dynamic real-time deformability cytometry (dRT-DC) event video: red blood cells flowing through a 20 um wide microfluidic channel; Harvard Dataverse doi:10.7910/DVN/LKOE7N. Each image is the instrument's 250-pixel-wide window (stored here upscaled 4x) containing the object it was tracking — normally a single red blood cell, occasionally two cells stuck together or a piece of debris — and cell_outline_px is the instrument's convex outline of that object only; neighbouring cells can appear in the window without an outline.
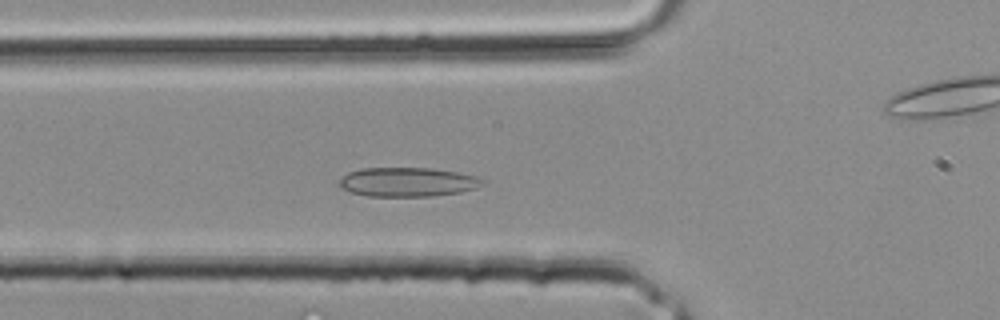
{"species": "common noctule bat (a hibernating species)", "species_latin": "Nyctalus noctula", "temperature_condition": "room temperature", "stored_images_in_passage": 32, "camera_frame_rate_fps": 3000, "um_per_image_px": 0.085, "animal": {"sex": "male", "body_mass_g": 20.4}, "frame": {"image": 1, "passage_image": 9, "time_ms": 2.667, "image_size_px": [1000, 320], "cell_outline_px": [[488, 180], [484, 184], [476, 188], [460, 192], [432, 196], [368, 196], [352, 192], [344, 188], [340, 184], [340, 180], [348, 172], [360, 168], [432, 168], [456, 172], [476, 176]], "centroid_in_image_um": [34.71, 15.46], "position_along_channel_um": 91.1, "area_um2": 24.28}}
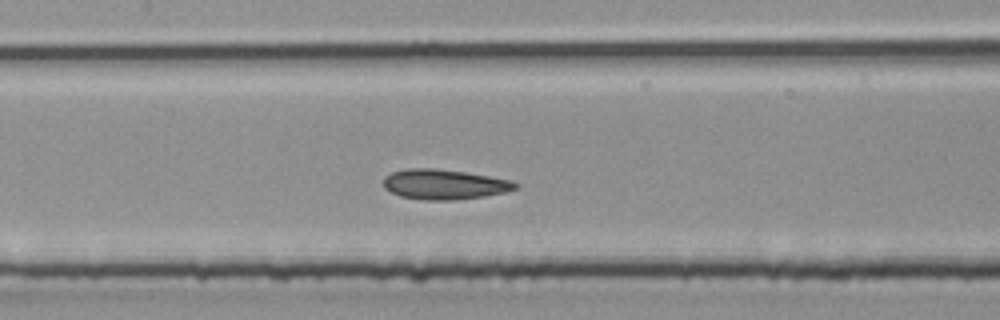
{"frame": {"image": 2, "passage_image": 13, "time_ms": 4.0, "image_size_px": [1000, 320], "cell_outline_px": [[516, 188], [504, 192], [484, 196], [452, 200], [424, 200], [400, 196], [384, 188], [384, 176], [392, 172], [408, 168], [436, 168], [464, 172], [512, 180], [516, 184]], "centroid_in_image_um": [37.72, 15.66], "position_along_channel_um": 169.7, "area_um2": 22.89}}
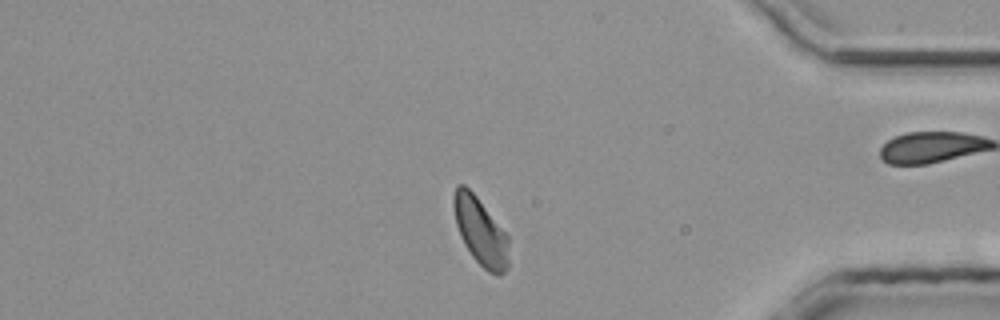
{"frame": {"image": 3, "passage_image": 26, "time_ms": 8.333, "image_size_px": [1000, 320], "cell_outline_px": [[508, 268], [500, 276], [488, 272], [472, 256], [464, 244], [460, 236], [456, 224], [452, 204], [452, 196], [456, 184], [464, 184], [476, 196], [508, 236]], "centroid_in_image_um": [40.81, 19.66], "position_along_channel_um": 394.4, "area_um2": 21.68}}